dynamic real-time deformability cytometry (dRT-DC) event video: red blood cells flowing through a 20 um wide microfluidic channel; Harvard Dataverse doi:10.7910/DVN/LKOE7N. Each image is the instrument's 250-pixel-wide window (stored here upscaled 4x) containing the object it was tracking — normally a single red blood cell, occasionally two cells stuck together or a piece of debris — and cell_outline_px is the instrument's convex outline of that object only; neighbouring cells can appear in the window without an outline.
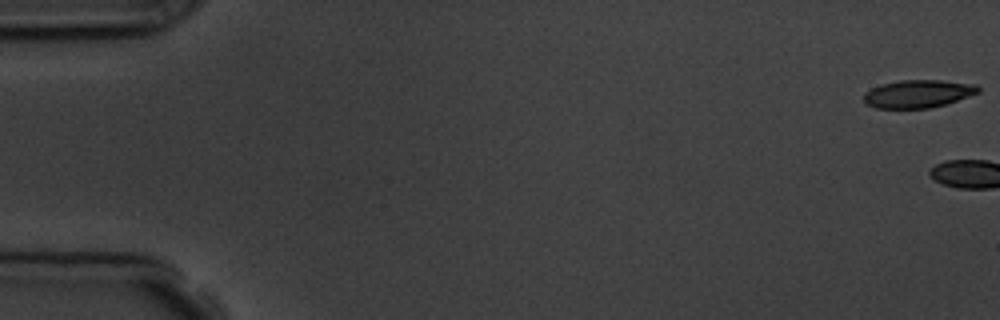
{"species": "common noctule bat (a hibernating species)", "species_latin": "Nyctalus noctula", "temperature_condition": "room temperature", "stored_images_in_passage": 7, "camera_frame_rate_fps": 3000, "um_per_image_px": 0.085, "animal": {"sex": "male", "body_mass_g": 19.5, "forearm_length_mm": 54.6}, "frame": {"image": 1, "passage_image": 1, "time_ms": 0.0, "image_size_px": [1000, 320], "cell_outline_px": [[980, 92], [944, 104], [928, 108], [876, 108], [868, 104], [864, 100], [864, 92], [880, 84], [900, 80], [940, 80], [976, 84], [980, 88]], "centroid_in_image_um": [78.02, 7.96], "position_along_channel_um": 7.0, "area_um2": 18.44}}